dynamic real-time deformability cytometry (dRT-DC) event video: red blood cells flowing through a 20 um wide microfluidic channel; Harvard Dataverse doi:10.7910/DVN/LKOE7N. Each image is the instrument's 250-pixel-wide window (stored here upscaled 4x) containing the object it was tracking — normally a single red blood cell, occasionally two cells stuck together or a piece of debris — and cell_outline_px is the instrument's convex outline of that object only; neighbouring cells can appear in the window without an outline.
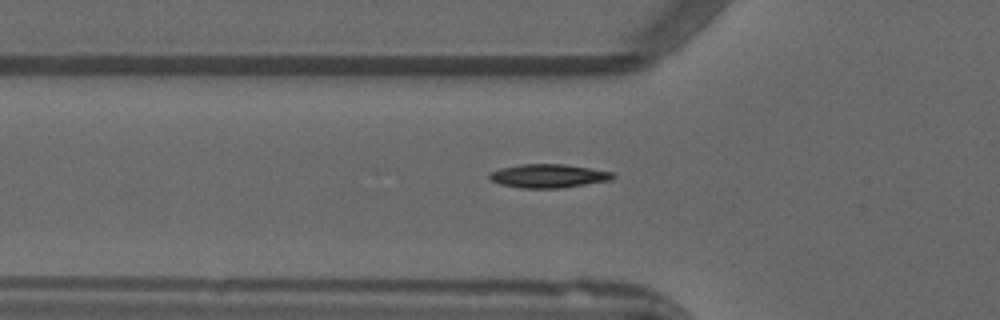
{"species": "common noctule bat (a hibernating species)", "species_latin": "Nyctalus noctula", "temperature_condition": "warm", "stored_images_in_passage": 39, "camera_frame_rate_fps": 3000, "um_per_image_px": 0.085, "animal": {"sex": "male", "forearm_length_mm": 52.5}, "frame": {"image": 1, "passage_image": 4, "time_ms": 1.0, "image_size_px": [1000, 320], "cell_outline_px": [[616, 176], [608, 180], [560, 188], [520, 188], [500, 184], [492, 180], [488, 176], [488, 172], [500, 168], [520, 164], [564, 164], [612, 172]], "centroid_in_image_um": [46.54, 14.95], "position_along_channel_um": 79.3, "area_um2": 16.82}}
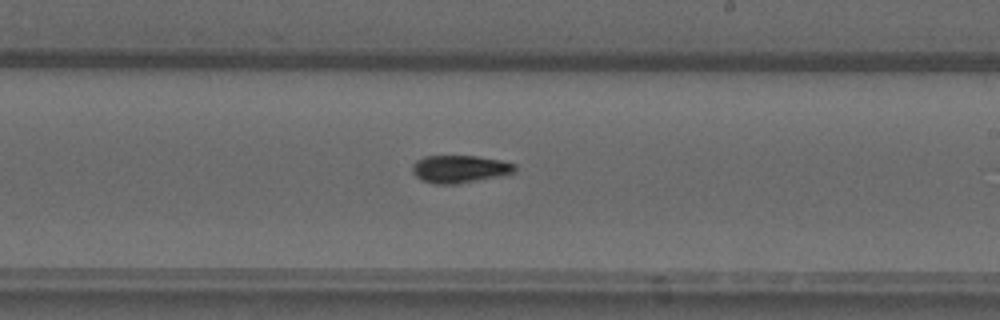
{"frame": {"image": 2, "passage_image": 17, "time_ms": 5.333, "image_size_px": [1000, 320], "cell_outline_px": [[516, 172], [504, 176], [456, 184], [436, 184], [420, 180], [412, 172], [412, 164], [416, 160], [424, 156], [476, 156], [500, 160], [516, 164]], "centroid_in_image_um": [39.09, 14.37], "position_along_channel_um": 249.9, "area_um2": 16.76}}
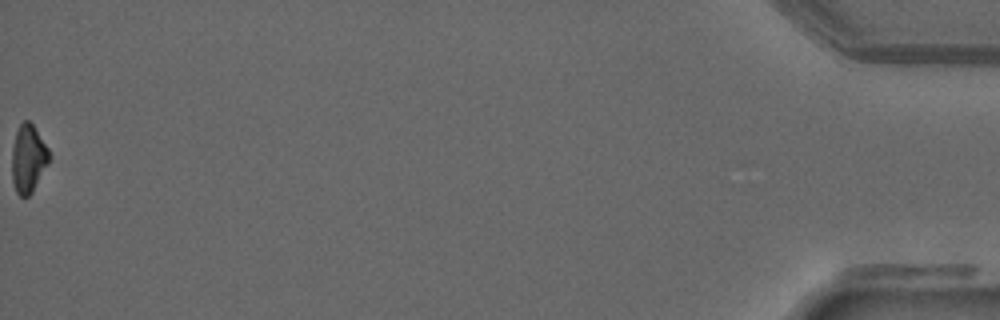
{"frame": {"image": 3, "passage_image": 39, "time_ms": 12.667, "image_size_px": [1000, 320], "cell_outline_px": [[52, 156], [48, 164], [32, 192], [28, 196], [20, 196], [16, 192], [12, 180], [12, 148], [16, 132], [20, 124], [24, 120], [28, 120], [32, 124], [48, 148]], "centroid_in_image_um": [2.41, 13.49], "position_along_channel_um": 432.8, "area_um2": 14.74}, "authors_computed_cell_mechanics": {"area_um2": 15.895, "velocity_mm_per_s": 3.9285, "shape_relaxation_time_tau1_ms": 7.6832, "shape_relaxation_time_tau2_ms": 7.9941, "deformation_change_tau1": 0.1972, "deformation_change_tau2": 0.1205}}